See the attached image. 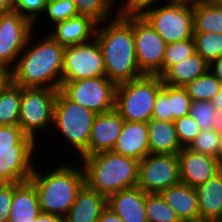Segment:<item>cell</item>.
Instances as JSON below:
<instances>
[{
    "label": "cell",
    "mask_w": 222,
    "mask_h": 222,
    "mask_svg": "<svg viewBox=\"0 0 222 222\" xmlns=\"http://www.w3.org/2000/svg\"><path fill=\"white\" fill-rule=\"evenodd\" d=\"M36 31L34 28L24 50L18 57L15 67L10 71V80L23 88L59 90L62 82L65 47L47 32L45 34L44 31H41L40 33L44 34H36ZM36 35L37 37L42 36L41 39L35 37Z\"/></svg>",
    "instance_id": "obj_1"
},
{
    "label": "cell",
    "mask_w": 222,
    "mask_h": 222,
    "mask_svg": "<svg viewBox=\"0 0 222 222\" xmlns=\"http://www.w3.org/2000/svg\"><path fill=\"white\" fill-rule=\"evenodd\" d=\"M95 37L104 56L105 76L109 80L120 84L143 76L135 53L133 14L119 13L98 24Z\"/></svg>",
    "instance_id": "obj_2"
},
{
    "label": "cell",
    "mask_w": 222,
    "mask_h": 222,
    "mask_svg": "<svg viewBox=\"0 0 222 222\" xmlns=\"http://www.w3.org/2000/svg\"><path fill=\"white\" fill-rule=\"evenodd\" d=\"M63 164L58 162V166L50 164V169L41 170V165L37 162L30 181L34 184L39 197V204L43 213H49L65 217L78 191L85 184L84 170L81 163L77 166L71 161ZM40 169H38L39 167ZM53 165V166H52ZM52 166V167H51ZM56 166V167H55ZM54 167V169H53Z\"/></svg>",
    "instance_id": "obj_3"
},
{
    "label": "cell",
    "mask_w": 222,
    "mask_h": 222,
    "mask_svg": "<svg viewBox=\"0 0 222 222\" xmlns=\"http://www.w3.org/2000/svg\"><path fill=\"white\" fill-rule=\"evenodd\" d=\"M78 162L84 170L85 184L107 197L138 184L139 161L135 158L104 151L81 157Z\"/></svg>",
    "instance_id": "obj_4"
},
{
    "label": "cell",
    "mask_w": 222,
    "mask_h": 222,
    "mask_svg": "<svg viewBox=\"0 0 222 222\" xmlns=\"http://www.w3.org/2000/svg\"><path fill=\"white\" fill-rule=\"evenodd\" d=\"M96 115L89 109L70 100L59 89L53 111L51 130L54 133L51 131L50 135L53 138L54 135L60 136L61 134L60 137L62 138H59L60 141L58 143L64 139L65 141L62 142L63 144L66 143L64 148L66 149L67 147V149H70V152L73 151L72 155L76 157L75 159L89 156V139Z\"/></svg>",
    "instance_id": "obj_5"
},
{
    "label": "cell",
    "mask_w": 222,
    "mask_h": 222,
    "mask_svg": "<svg viewBox=\"0 0 222 222\" xmlns=\"http://www.w3.org/2000/svg\"><path fill=\"white\" fill-rule=\"evenodd\" d=\"M38 146L39 143L27 136L19 125L0 126V177L7 183L29 180L41 148Z\"/></svg>",
    "instance_id": "obj_6"
},
{
    "label": "cell",
    "mask_w": 222,
    "mask_h": 222,
    "mask_svg": "<svg viewBox=\"0 0 222 222\" xmlns=\"http://www.w3.org/2000/svg\"><path fill=\"white\" fill-rule=\"evenodd\" d=\"M162 85L158 75H143L117 84L115 110L125 121L147 123L152 119L156 95Z\"/></svg>",
    "instance_id": "obj_7"
},
{
    "label": "cell",
    "mask_w": 222,
    "mask_h": 222,
    "mask_svg": "<svg viewBox=\"0 0 222 222\" xmlns=\"http://www.w3.org/2000/svg\"><path fill=\"white\" fill-rule=\"evenodd\" d=\"M57 92L58 90L50 88L22 87L18 125L27 136H31L36 142H39V138H41L40 145H42V137L46 136V139L51 133ZM44 133L45 135H43Z\"/></svg>",
    "instance_id": "obj_8"
},
{
    "label": "cell",
    "mask_w": 222,
    "mask_h": 222,
    "mask_svg": "<svg viewBox=\"0 0 222 222\" xmlns=\"http://www.w3.org/2000/svg\"><path fill=\"white\" fill-rule=\"evenodd\" d=\"M166 44L194 36L193 5L165 3L145 9L140 14Z\"/></svg>",
    "instance_id": "obj_9"
},
{
    "label": "cell",
    "mask_w": 222,
    "mask_h": 222,
    "mask_svg": "<svg viewBox=\"0 0 222 222\" xmlns=\"http://www.w3.org/2000/svg\"><path fill=\"white\" fill-rule=\"evenodd\" d=\"M117 84L106 76L61 82L60 90L72 101L95 114L115 109Z\"/></svg>",
    "instance_id": "obj_10"
},
{
    "label": "cell",
    "mask_w": 222,
    "mask_h": 222,
    "mask_svg": "<svg viewBox=\"0 0 222 222\" xmlns=\"http://www.w3.org/2000/svg\"><path fill=\"white\" fill-rule=\"evenodd\" d=\"M105 76L104 56L96 37L63 52L62 82Z\"/></svg>",
    "instance_id": "obj_11"
},
{
    "label": "cell",
    "mask_w": 222,
    "mask_h": 222,
    "mask_svg": "<svg viewBox=\"0 0 222 222\" xmlns=\"http://www.w3.org/2000/svg\"><path fill=\"white\" fill-rule=\"evenodd\" d=\"M133 36L137 64L141 73L161 77L167 46L163 38L140 14H133Z\"/></svg>",
    "instance_id": "obj_12"
},
{
    "label": "cell",
    "mask_w": 222,
    "mask_h": 222,
    "mask_svg": "<svg viewBox=\"0 0 222 222\" xmlns=\"http://www.w3.org/2000/svg\"><path fill=\"white\" fill-rule=\"evenodd\" d=\"M178 154H148L139 161L138 184L145 193H161L180 183Z\"/></svg>",
    "instance_id": "obj_13"
},
{
    "label": "cell",
    "mask_w": 222,
    "mask_h": 222,
    "mask_svg": "<svg viewBox=\"0 0 222 222\" xmlns=\"http://www.w3.org/2000/svg\"><path fill=\"white\" fill-rule=\"evenodd\" d=\"M34 24L16 11L0 14V67L9 72L24 50Z\"/></svg>",
    "instance_id": "obj_14"
},
{
    "label": "cell",
    "mask_w": 222,
    "mask_h": 222,
    "mask_svg": "<svg viewBox=\"0 0 222 222\" xmlns=\"http://www.w3.org/2000/svg\"><path fill=\"white\" fill-rule=\"evenodd\" d=\"M180 181L197 187L212 178L219 171V159L187 148L178 153Z\"/></svg>",
    "instance_id": "obj_15"
},
{
    "label": "cell",
    "mask_w": 222,
    "mask_h": 222,
    "mask_svg": "<svg viewBox=\"0 0 222 222\" xmlns=\"http://www.w3.org/2000/svg\"><path fill=\"white\" fill-rule=\"evenodd\" d=\"M124 119L115 110L95 116L89 139V156L112 151L124 125Z\"/></svg>",
    "instance_id": "obj_16"
},
{
    "label": "cell",
    "mask_w": 222,
    "mask_h": 222,
    "mask_svg": "<svg viewBox=\"0 0 222 222\" xmlns=\"http://www.w3.org/2000/svg\"><path fill=\"white\" fill-rule=\"evenodd\" d=\"M192 99L183 87L169 86L163 83L156 95L152 119L174 121L189 115Z\"/></svg>",
    "instance_id": "obj_17"
},
{
    "label": "cell",
    "mask_w": 222,
    "mask_h": 222,
    "mask_svg": "<svg viewBox=\"0 0 222 222\" xmlns=\"http://www.w3.org/2000/svg\"><path fill=\"white\" fill-rule=\"evenodd\" d=\"M97 26L98 23L92 18L77 15L48 28L47 34L64 47L79 45L95 37Z\"/></svg>",
    "instance_id": "obj_18"
},
{
    "label": "cell",
    "mask_w": 222,
    "mask_h": 222,
    "mask_svg": "<svg viewBox=\"0 0 222 222\" xmlns=\"http://www.w3.org/2000/svg\"><path fill=\"white\" fill-rule=\"evenodd\" d=\"M146 194L138 186L123 189L107 197V206L123 222H148L145 213Z\"/></svg>",
    "instance_id": "obj_19"
},
{
    "label": "cell",
    "mask_w": 222,
    "mask_h": 222,
    "mask_svg": "<svg viewBox=\"0 0 222 222\" xmlns=\"http://www.w3.org/2000/svg\"><path fill=\"white\" fill-rule=\"evenodd\" d=\"M112 152L141 161L149 153V132L146 122L124 121Z\"/></svg>",
    "instance_id": "obj_20"
},
{
    "label": "cell",
    "mask_w": 222,
    "mask_h": 222,
    "mask_svg": "<svg viewBox=\"0 0 222 222\" xmlns=\"http://www.w3.org/2000/svg\"><path fill=\"white\" fill-rule=\"evenodd\" d=\"M41 213L34 184L30 180L13 183V198L8 222H36Z\"/></svg>",
    "instance_id": "obj_21"
},
{
    "label": "cell",
    "mask_w": 222,
    "mask_h": 222,
    "mask_svg": "<svg viewBox=\"0 0 222 222\" xmlns=\"http://www.w3.org/2000/svg\"><path fill=\"white\" fill-rule=\"evenodd\" d=\"M106 207L107 196L84 184L65 215L64 222H97Z\"/></svg>",
    "instance_id": "obj_22"
},
{
    "label": "cell",
    "mask_w": 222,
    "mask_h": 222,
    "mask_svg": "<svg viewBox=\"0 0 222 222\" xmlns=\"http://www.w3.org/2000/svg\"><path fill=\"white\" fill-rule=\"evenodd\" d=\"M161 196L170 205L181 222H199L197 193L194 187L178 183L163 190Z\"/></svg>",
    "instance_id": "obj_23"
},
{
    "label": "cell",
    "mask_w": 222,
    "mask_h": 222,
    "mask_svg": "<svg viewBox=\"0 0 222 222\" xmlns=\"http://www.w3.org/2000/svg\"><path fill=\"white\" fill-rule=\"evenodd\" d=\"M200 221L222 219V178L218 171L205 183L195 187Z\"/></svg>",
    "instance_id": "obj_24"
},
{
    "label": "cell",
    "mask_w": 222,
    "mask_h": 222,
    "mask_svg": "<svg viewBox=\"0 0 222 222\" xmlns=\"http://www.w3.org/2000/svg\"><path fill=\"white\" fill-rule=\"evenodd\" d=\"M147 126L150 154H178L182 150L174 121L151 119Z\"/></svg>",
    "instance_id": "obj_25"
},
{
    "label": "cell",
    "mask_w": 222,
    "mask_h": 222,
    "mask_svg": "<svg viewBox=\"0 0 222 222\" xmlns=\"http://www.w3.org/2000/svg\"><path fill=\"white\" fill-rule=\"evenodd\" d=\"M209 68L210 64L195 52L188 58L171 66L161 78L166 85L184 87L199 76L206 74Z\"/></svg>",
    "instance_id": "obj_26"
},
{
    "label": "cell",
    "mask_w": 222,
    "mask_h": 222,
    "mask_svg": "<svg viewBox=\"0 0 222 222\" xmlns=\"http://www.w3.org/2000/svg\"><path fill=\"white\" fill-rule=\"evenodd\" d=\"M194 33L222 34V4L219 0H202L193 5Z\"/></svg>",
    "instance_id": "obj_27"
},
{
    "label": "cell",
    "mask_w": 222,
    "mask_h": 222,
    "mask_svg": "<svg viewBox=\"0 0 222 222\" xmlns=\"http://www.w3.org/2000/svg\"><path fill=\"white\" fill-rule=\"evenodd\" d=\"M22 87L11 80L0 90V126L18 125Z\"/></svg>",
    "instance_id": "obj_28"
},
{
    "label": "cell",
    "mask_w": 222,
    "mask_h": 222,
    "mask_svg": "<svg viewBox=\"0 0 222 222\" xmlns=\"http://www.w3.org/2000/svg\"><path fill=\"white\" fill-rule=\"evenodd\" d=\"M77 15H79V13L77 11L75 3L72 0H49L48 2H46L44 14L34 24V28L37 29L38 27L36 26L38 25L41 28L42 25H44V29L42 30L46 32V29L48 30L47 27H51L58 22H62ZM44 20L46 22H44Z\"/></svg>",
    "instance_id": "obj_29"
},
{
    "label": "cell",
    "mask_w": 222,
    "mask_h": 222,
    "mask_svg": "<svg viewBox=\"0 0 222 222\" xmlns=\"http://www.w3.org/2000/svg\"><path fill=\"white\" fill-rule=\"evenodd\" d=\"M75 3L79 15L88 16L98 24L115 17L120 13L118 0H72ZM118 4H116V2ZM116 12L112 11L114 8ZM112 11V12H111ZM116 13V14H112ZM114 16H112V15Z\"/></svg>",
    "instance_id": "obj_30"
},
{
    "label": "cell",
    "mask_w": 222,
    "mask_h": 222,
    "mask_svg": "<svg viewBox=\"0 0 222 222\" xmlns=\"http://www.w3.org/2000/svg\"><path fill=\"white\" fill-rule=\"evenodd\" d=\"M189 115L201 131L212 129L222 134V115L211 101H192Z\"/></svg>",
    "instance_id": "obj_31"
},
{
    "label": "cell",
    "mask_w": 222,
    "mask_h": 222,
    "mask_svg": "<svg viewBox=\"0 0 222 222\" xmlns=\"http://www.w3.org/2000/svg\"><path fill=\"white\" fill-rule=\"evenodd\" d=\"M221 87L222 84L208 71L206 74L186 84L183 88L192 101H212Z\"/></svg>",
    "instance_id": "obj_32"
},
{
    "label": "cell",
    "mask_w": 222,
    "mask_h": 222,
    "mask_svg": "<svg viewBox=\"0 0 222 222\" xmlns=\"http://www.w3.org/2000/svg\"><path fill=\"white\" fill-rule=\"evenodd\" d=\"M145 213L148 222H181L160 193L146 194Z\"/></svg>",
    "instance_id": "obj_33"
},
{
    "label": "cell",
    "mask_w": 222,
    "mask_h": 222,
    "mask_svg": "<svg viewBox=\"0 0 222 222\" xmlns=\"http://www.w3.org/2000/svg\"><path fill=\"white\" fill-rule=\"evenodd\" d=\"M195 49L209 64L222 56L221 33H194Z\"/></svg>",
    "instance_id": "obj_34"
},
{
    "label": "cell",
    "mask_w": 222,
    "mask_h": 222,
    "mask_svg": "<svg viewBox=\"0 0 222 222\" xmlns=\"http://www.w3.org/2000/svg\"><path fill=\"white\" fill-rule=\"evenodd\" d=\"M196 52L194 38L167 44L163 64L162 75L173 65L181 62Z\"/></svg>",
    "instance_id": "obj_35"
},
{
    "label": "cell",
    "mask_w": 222,
    "mask_h": 222,
    "mask_svg": "<svg viewBox=\"0 0 222 222\" xmlns=\"http://www.w3.org/2000/svg\"><path fill=\"white\" fill-rule=\"evenodd\" d=\"M188 148L192 151L219 159L220 134L212 129L200 131L199 135Z\"/></svg>",
    "instance_id": "obj_36"
},
{
    "label": "cell",
    "mask_w": 222,
    "mask_h": 222,
    "mask_svg": "<svg viewBox=\"0 0 222 222\" xmlns=\"http://www.w3.org/2000/svg\"><path fill=\"white\" fill-rule=\"evenodd\" d=\"M174 124L179 142L183 148L189 147L201 131L190 115L175 119Z\"/></svg>",
    "instance_id": "obj_37"
},
{
    "label": "cell",
    "mask_w": 222,
    "mask_h": 222,
    "mask_svg": "<svg viewBox=\"0 0 222 222\" xmlns=\"http://www.w3.org/2000/svg\"><path fill=\"white\" fill-rule=\"evenodd\" d=\"M49 0H14V11L28 18L35 24L44 14Z\"/></svg>",
    "instance_id": "obj_38"
},
{
    "label": "cell",
    "mask_w": 222,
    "mask_h": 222,
    "mask_svg": "<svg viewBox=\"0 0 222 222\" xmlns=\"http://www.w3.org/2000/svg\"><path fill=\"white\" fill-rule=\"evenodd\" d=\"M159 1L161 4L168 3V0H123L120 3V13L141 14L149 7L160 5Z\"/></svg>",
    "instance_id": "obj_39"
},
{
    "label": "cell",
    "mask_w": 222,
    "mask_h": 222,
    "mask_svg": "<svg viewBox=\"0 0 222 222\" xmlns=\"http://www.w3.org/2000/svg\"><path fill=\"white\" fill-rule=\"evenodd\" d=\"M13 198V183H6L0 188V222H8Z\"/></svg>",
    "instance_id": "obj_40"
},
{
    "label": "cell",
    "mask_w": 222,
    "mask_h": 222,
    "mask_svg": "<svg viewBox=\"0 0 222 222\" xmlns=\"http://www.w3.org/2000/svg\"><path fill=\"white\" fill-rule=\"evenodd\" d=\"M97 222H123L122 219L110 208L106 207Z\"/></svg>",
    "instance_id": "obj_41"
},
{
    "label": "cell",
    "mask_w": 222,
    "mask_h": 222,
    "mask_svg": "<svg viewBox=\"0 0 222 222\" xmlns=\"http://www.w3.org/2000/svg\"><path fill=\"white\" fill-rule=\"evenodd\" d=\"M209 71L222 84V56L210 63Z\"/></svg>",
    "instance_id": "obj_42"
},
{
    "label": "cell",
    "mask_w": 222,
    "mask_h": 222,
    "mask_svg": "<svg viewBox=\"0 0 222 222\" xmlns=\"http://www.w3.org/2000/svg\"><path fill=\"white\" fill-rule=\"evenodd\" d=\"M36 222H64V218L57 215H52L49 213H41L37 219Z\"/></svg>",
    "instance_id": "obj_43"
},
{
    "label": "cell",
    "mask_w": 222,
    "mask_h": 222,
    "mask_svg": "<svg viewBox=\"0 0 222 222\" xmlns=\"http://www.w3.org/2000/svg\"><path fill=\"white\" fill-rule=\"evenodd\" d=\"M13 10H14V0H0V14Z\"/></svg>",
    "instance_id": "obj_44"
},
{
    "label": "cell",
    "mask_w": 222,
    "mask_h": 222,
    "mask_svg": "<svg viewBox=\"0 0 222 222\" xmlns=\"http://www.w3.org/2000/svg\"><path fill=\"white\" fill-rule=\"evenodd\" d=\"M10 80V72L0 67V90L7 84V82Z\"/></svg>",
    "instance_id": "obj_45"
},
{
    "label": "cell",
    "mask_w": 222,
    "mask_h": 222,
    "mask_svg": "<svg viewBox=\"0 0 222 222\" xmlns=\"http://www.w3.org/2000/svg\"><path fill=\"white\" fill-rule=\"evenodd\" d=\"M211 102L222 115V87Z\"/></svg>",
    "instance_id": "obj_46"
},
{
    "label": "cell",
    "mask_w": 222,
    "mask_h": 222,
    "mask_svg": "<svg viewBox=\"0 0 222 222\" xmlns=\"http://www.w3.org/2000/svg\"><path fill=\"white\" fill-rule=\"evenodd\" d=\"M200 1L202 0H168V3H183V4L195 5Z\"/></svg>",
    "instance_id": "obj_47"
},
{
    "label": "cell",
    "mask_w": 222,
    "mask_h": 222,
    "mask_svg": "<svg viewBox=\"0 0 222 222\" xmlns=\"http://www.w3.org/2000/svg\"><path fill=\"white\" fill-rule=\"evenodd\" d=\"M219 164L222 166V134H220V155H219Z\"/></svg>",
    "instance_id": "obj_48"
},
{
    "label": "cell",
    "mask_w": 222,
    "mask_h": 222,
    "mask_svg": "<svg viewBox=\"0 0 222 222\" xmlns=\"http://www.w3.org/2000/svg\"><path fill=\"white\" fill-rule=\"evenodd\" d=\"M7 182L0 177V188L4 186Z\"/></svg>",
    "instance_id": "obj_49"
},
{
    "label": "cell",
    "mask_w": 222,
    "mask_h": 222,
    "mask_svg": "<svg viewBox=\"0 0 222 222\" xmlns=\"http://www.w3.org/2000/svg\"><path fill=\"white\" fill-rule=\"evenodd\" d=\"M209 222H222V219H218V220H209Z\"/></svg>",
    "instance_id": "obj_50"
},
{
    "label": "cell",
    "mask_w": 222,
    "mask_h": 222,
    "mask_svg": "<svg viewBox=\"0 0 222 222\" xmlns=\"http://www.w3.org/2000/svg\"><path fill=\"white\" fill-rule=\"evenodd\" d=\"M219 172L221 173V178H222V166L219 167Z\"/></svg>",
    "instance_id": "obj_51"
}]
</instances>
